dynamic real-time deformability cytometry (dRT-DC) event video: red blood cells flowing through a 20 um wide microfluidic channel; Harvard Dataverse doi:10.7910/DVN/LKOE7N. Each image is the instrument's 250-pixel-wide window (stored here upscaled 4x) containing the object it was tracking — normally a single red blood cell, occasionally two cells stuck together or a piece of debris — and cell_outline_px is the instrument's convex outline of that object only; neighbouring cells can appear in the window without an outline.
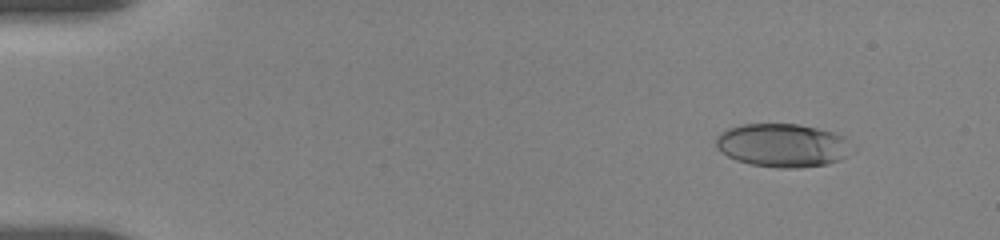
{"species": "human", "species_latin": "Homo sapiens", "temperature_condition": "room temperature", "stored_images_in_passage": 13, "camera_frame_rate_fps": 3000, "um_per_image_px": 0.085, "donor": {"sex": "female"}, "frame": {"image": 1, "passage_image": 2, "time_ms": 1.0, "image_size_px": [1000, 240], "cell_outline_px": [[856, 152], [840, 160], [828, 164], [800, 168], [776, 168], [748, 164], [736, 160], [720, 152], [716, 148], [716, 136], [720, 132], [728, 128], [744, 124], [800, 124], [832, 132], [844, 136], [856, 148]], "centroid_in_image_um": [66.57, 12.37], "position_along_channel_um": 18.4, "area_um2": 35.14}}
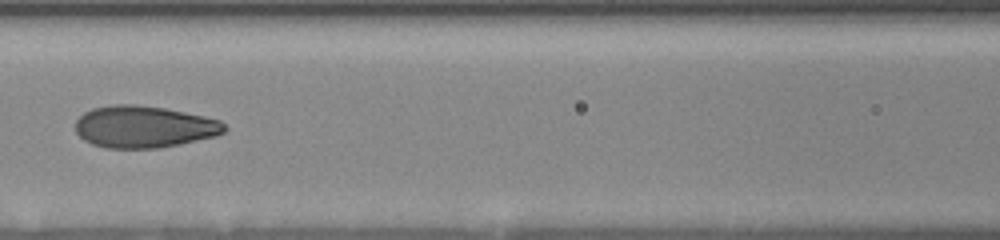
{"frame": {"image": 2, "passage_image": 8, "time_ms": 7.667, "image_size_px": [1000, 240], "cell_outline_px": [[228, 128], [224, 132], [216, 136], [180, 144], [156, 148], [104, 148], [92, 144], [84, 140], [76, 132], [76, 120], [84, 112], [92, 108], [112, 104], [136, 104], [164, 108], [204, 116], [220, 120]], "centroid_in_image_um": [12.23, 10.77], "position_along_channel_um": 154.4, "area_um2": 36.53}}
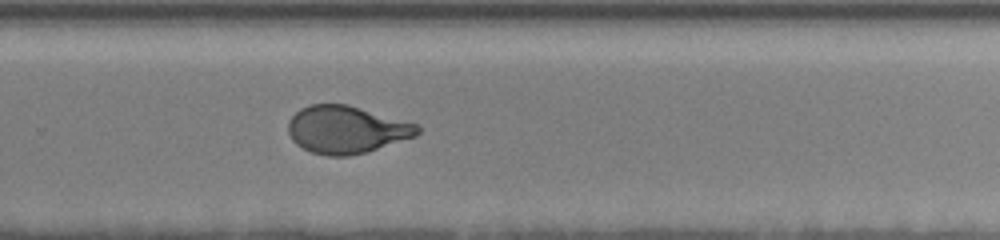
{"frame": {"image": 3, "passage_image": 13, "time_ms": 11.667, "image_size_px": [1000, 240], "cell_outline_px": [[420, 132], [416, 136], [364, 152], [348, 156], [328, 156], [312, 152], [296, 144], [292, 140], [288, 132], [288, 120], [300, 108], [312, 104], [348, 104], [416, 124], [420, 128]], "centroid_in_image_um": [29.41, 11.01], "position_along_channel_um": 300.4, "area_um2": 35.49}}